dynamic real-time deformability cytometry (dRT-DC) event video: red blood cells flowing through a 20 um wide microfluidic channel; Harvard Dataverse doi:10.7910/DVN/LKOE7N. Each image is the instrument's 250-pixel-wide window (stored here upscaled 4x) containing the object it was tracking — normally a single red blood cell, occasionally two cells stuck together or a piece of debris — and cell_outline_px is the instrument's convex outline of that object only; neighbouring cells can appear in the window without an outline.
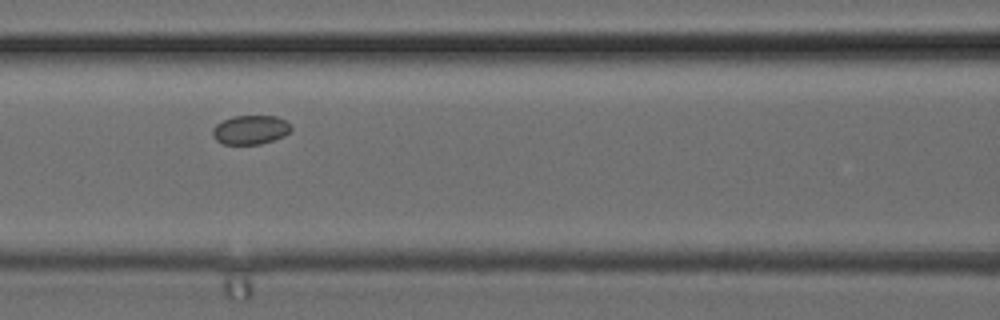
{"species": "common noctule bat (a hibernating species)", "species_latin": "Nyctalus noctula", "temperature_condition": "cold", "stored_images_in_passage": 5, "camera_frame_rate_fps": 3000, "um_per_image_px": 0.085, "animal": {"sex": "female", "body_mass_g": 24.6, "forearm_length_mm": 56.2}, "frame": {"image": 1, "passage_image": 3, "time_ms": 0.667, "image_size_px": [1000, 320], "cell_outline_px": [[292, 128], [284, 136], [260, 144], [224, 144], [216, 140], [212, 136], [212, 128], [216, 124], [232, 116], [276, 116], [292, 124]], "centroid_in_image_um": [21.28, 11.03], "position_along_channel_um": 145.3, "area_um2": 13.29}}
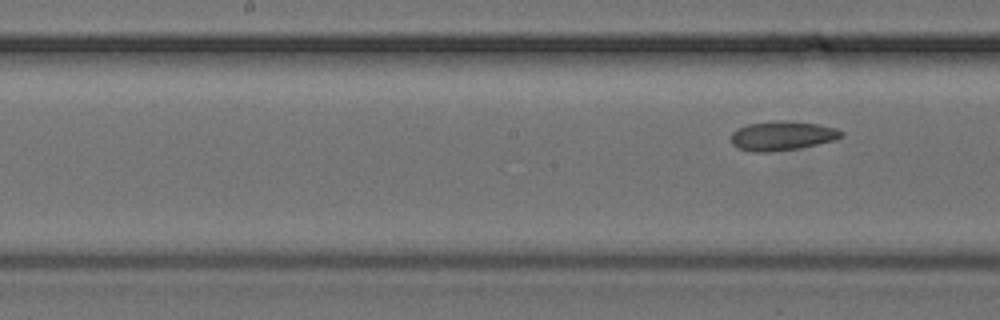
{"frame": {"image": 2, "passage_image": 5, "time_ms": 1.333, "image_size_px": [1000, 320], "cell_outline_px": [[844, 136], [832, 140], [800, 148], [768, 152], [756, 152], [740, 148], [732, 144], [732, 132], [736, 128], [748, 124], [776, 120], [788, 120], [816, 124], [836, 128], [844, 132]], "centroid_in_image_um": [66.48, 11.52], "position_along_channel_um": 181.7, "area_um2": 18.73}}